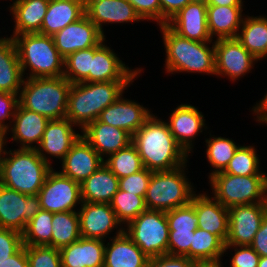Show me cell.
Listing matches in <instances>:
<instances>
[{"instance_id": "1", "label": "cell", "mask_w": 267, "mask_h": 267, "mask_svg": "<svg viewBox=\"0 0 267 267\" xmlns=\"http://www.w3.org/2000/svg\"><path fill=\"white\" fill-rule=\"evenodd\" d=\"M132 144L144 168L153 172L176 169L191 158L177 143L165 119L155 113L132 135Z\"/></svg>"}, {"instance_id": "2", "label": "cell", "mask_w": 267, "mask_h": 267, "mask_svg": "<svg viewBox=\"0 0 267 267\" xmlns=\"http://www.w3.org/2000/svg\"><path fill=\"white\" fill-rule=\"evenodd\" d=\"M134 81L78 82L68 93L66 118L81 132L100 113L126 93Z\"/></svg>"}, {"instance_id": "3", "label": "cell", "mask_w": 267, "mask_h": 267, "mask_svg": "<svg viewBox=\"0 0 267 267\" xmlns=\"http://www.w3.org/2000/svg\"><path fill=\"white\" fill-rule=\"evenodd\" d=\"M158 27L165 49V74L215 75L214 42H197L183 38L166 24Z\"/></svg>"}, {"instance_id": "4", "label": "cell", "mask_w": 267, "mask_h": 267, "mask_svg": "<svg viewBox=\"0 0 267 267\" xmlns=\"http://www.w3.org/2000/svg\"><path fill=\"white\" fill-rule=\"evenodd\" d=\"M53 167L36 149L7 147L0 162V184L26 195H36Z\"/></svg>"}, {"instance_id": "5", "label": "cell", "mask_w": 267, "mask_h": 267, "mask_svg": "<svg viewBox=\"0 0 267 267\" xmlns=\"http://www.w3.org/2000/svg\"><path fill=\"white\" fill-rule=\"evenodd\" d=\"M13 39L24 78L64 75V58L55 47L52 36L37 32L15 35Z\"/></svg>"}, {"instance_id": "6", "label": "cell", "mask_w": 267, "mask_h": 267, "mask_svg": "<svg viewBox=\"0 0 267 267\" xmlns=\"http://www.w3.org/2000/svg\"><path fill=\"white\" fill-rule=\"evenodd\" d=\"M71 84L64 76L25 78L19 94V103L49 120L66 118Z\"/></svg>"}, {"instance_id": "7", "label": "cell", "mask_w": 267, "mask_h": 267, "mask_svg": "<svg viewBox=\"0 0 267 267\" xmlns=\"http://www.w3.org/2000/svg\"><path fill=\"white\" fill-rule=\"evenodd\" d=\"M188 165L186 163L173 170L152 172L145 195L147 210L167 212L191 203L197 189L188 178Z\"/></svg>"}, {"instance_id": "8", "label": "cell", "mask_w": 267, "mask_h": 267, "mask_svg": "<svg viewBox=\"0 0 267 267\" xmlns=\"http://www.w3.org/2000/svg\"><path fill=\"white\" fill-rule=\"evenodd\" d=\"M207 179L211 196L224 207L267 202V175L238 176L218 172Z\"/></svg>"}, {"instance_id": "9", "label": "cell", "mask_w": 267, "mask_h": 267, "mask_svg": "<svg viewBox=\"0 0 267 267\" xmlns=\"http://www.w3.org/2000/svg\"><path fill=\"white\" fill-rule=\"evenodd\" d=\"M124 231L148 258L168 254L169 227L166 212L145 210L130 221Z\"/></svg>"}, {"instance_id": "10", "label": "cell", "mask_w": 267, "mask_h": 267, "mask_svg": "<svg viewBox=\"0 0 267 267\" xmlns=\"http://www.w3.org/2000/svg\"><path fill=\"white\" fill-rule=\"evenodd\" d=\"M38 197L41 210L51 213L78 211L82 204L80 183L54 167L48 172Z\"/></svg>"}, {"instance_id": "11", "label": "cell", "mask_w": 267, "mask_h": 267, "mask_svg": "<svg viewBox=\"0 0 267 267\" xmlns=\"http://www.w3.org/2000/svg\"><path fill=\"white\" fill-rule=\"evenodd\" d=\"M214 51L216 78L227 77L233 83L252 73L259 62L236 38L214 40Z\"/></svg>"}, {"instance_id": "12", "label": "cell", "mask_w": 267, "mask_h": 267, "mask_svg": "<svg viewBox=\"0 0 267 267\" xmlns=\"http://www.w3.org/2000/svg\"><path fill=\"white\" fill-rule=\"evenodd\" d=\"M40 210L38 194L26 195L0 184V228L22 234L27 223Z\"/></svg>"}, {"instance_id": "13", "label": "cell", "mask_w": 267, "mask_h": 267, "mask_svg": "<svg viewBox=\"0 0 267 267\" xmlns=\"http://www.w3.org/2000/svg\"><path fill=\"white\" fill-rule=\"evenodd\" d=\"M104 38L94 46V57H91L89 82L135 81L144 73L142 67H130L120 59L111 45H107Z\"/></svg>"}, {"instance_id": "14", "label": "cell", "mask_w": 267, "mask_h": 267, "mask_svg": "<svg viewBox=\"0 0 267 267\" xmlns=\"http://www.w3.org/2000/svg\"><path fill=\"white\" fill-rule=\"evenodd\" d=\"M77 213L81 237L107 241L124 231L110 204L82 202Z\"/></svg>"}, {"instance_id": "15", "label": "cell", "mask_w": 267, "mask_h": 267, "mask_svg": "<svg viewBox=\"0 0 267 267\" xmlns=\"http://www.w3.org/2000/svg\"><path fill=\"white\" fill-rule=\"evenodd\" d=\"M169 114L168 119L165 120L169 130L185 152L193 156L195 140H198L197 137L201 134L208 133L209 126L205 123V115L199 111L197 106L182 102L180 105L177 104V107Z\"/></svg>"}, {"instance_id": "16", "label": "cell", "mask_w": 267, "mask_h": 267, "mask_svg": "<svg viewBox=\"0 0 267 267\" xmlns=\"http://www.w3.org/2000/svg\"><path fill=\"white\" fill-rule=\"evenodd\" d=\"M228 237L225 245L250 246L267 213V202L228 208Z\"/></svg>"}, {"instance_id": "17", "label": "cell", "mask_w": 267, "mask_h": 267, "mask_svg": "<svg viewBox=\"0 0 267 267\" xmlns=\"http://www.w3.org/2000/svg\"><path fill=\"white\" fill-rule=\"evenodd\" d=\"M77 128L67 118L50 120L44 131L42 141L36 148L38 154L51 166L54 161L53 158H56V161L59 159L60 162L81 136V132L75 131Z\"/></svg>"}, {"instance_id": "18", "label": "cell", "mask_w": 267, "mask_h": 267, "mask_svg": "<svg viewBox=\"0 0 267 267\" xmlns=\"http://www.w3.org/2000/svg\"><path fill=\"white\" fill-rule=\"evenodd\" d=\"M52 37L55 47L64 59L78 50L97 46L105 38L86 14Z\"/></svg>"}, {"instance_id": "19", "label": "cell", "mask_w": 267, "mask_h": 267, "mask_svg": "<svg viewBox=\"0 0 267 267\" xmlns=\"http://www.w3.org/2000/svg\"><path fill=\"white\" fill-rule=\"evenodd\" d=\"M85 14L106 37L104 26L143 21L128 0H85Z\"/></svg>"}, {"instance_id": "20", "label": "cell", "mask_w": 267, "mask_h": 267, "mask_svg": "<svg viewBox=\"0 0 267 267\" xmlns=\"http://www.w3.org/2000/svg\"><path fill=\"white\" fill-rule=\"evenodd\" d=\"M166 25L183 38L197 42H214L207 27V4L204 0L188 3Z\"/></svg>"}, {"instance_id": "21", "label": "cell", "mask_w": 267, "mask_h": 267, "mask_svg": "<svg viewBox=\"0 0 267 267\" xmlns=\"http://www.w3.org/2000/svg\"><path fill=\"white\" fill-rule=\"evenodd\" d=\"M49 121L45 116L28 110L19 103L12 124L6 131V144H9L10 139L12 143L18 144V148L36 149Z\"/></svg>"}, {"instance_id": "22", "label": "cell", "mask_w": 267, "mask_h": 267, "mask_svg": "<svg viewBox=\"0 0 267 267\" xmlns=\"http://www.w3.org/2000/svg\"><path fill=\"white\" fill-rule=\"evenodd\" d=\"M135 100L124 97V93L114 103L106 107L98 120L105 124L121 128L131 135L153 114L150 109Z\"/></svg>"}, {"instance_id": "23", "label": "cell", "mask_w": 267, "mask_h": 267, "mask_svg": "<svg viewBox=\"0 0 267 267\" xmlns=\"http://www.w3.org/2000/svg\"><path fill=\"white\" fill-rule=\"evenodd\" d=\"M60 163L59 172L81 184L104 164V159L81 135Z\"/></svg>"}, {"instance_id": "24", "label": "cell", "mask_w": 267, "mask_h": 267, "mask_svg": "<svg viewBox=\"0 0 267 267\" xmlns=\"http://www.w3.org/2000/svg\"><path fill=\"white\" fill-rule=\"evenodd\" d=\"M208 193L198 191L191 200L198 218V228L216 235L225 244L228 237L229 211Z\"/></svg>"}, {"instance_id": "25", "label": "cell", "mask_w": 267, "mask_h": 267, "mask_svg": "<svg viewBox=\"0 0 267 267\" xmlns=\"http://www.w3.org/2000/svg\"><path fill=\"white\" fill-rule=\"evenodd\" d=\"M81 135L103 159L132 143V135L130 133L121 128L100 122L98 119L89 123L81 131Z\"/></svg>"}, {"instance_id": "26", "label": "cell", "mask_w": 267, "mask_h": 267, "mask_svg": "<svg viewBox=\"0 0 267 267\" xmlns=\"http://www.w3.org/2000/svg\"><path fill=\"white\" fill-rule=\"evenodd\" d=\"M106 241L80 237L59 249L62 267H104Z\"/></svg>"}, {"instance_id": "27", "label": "cell", "mask_w": 267, "mask_h": 267, "mask_svg": "<svg viewBox=\"0 0 267 267\" xmlns=\"http://www.w3.org/2000/svg\"><path fill=\"white\" fill-rule=\"evenodd\" d=\"M8 5L12 14L13 32L10 37L24 33H37L41 30L49 0H11Z\"/></svg>"}, {"instance_id": "28", "label": "cell", "mask_w": 267, "mask_h": 267, "mask_svg": "<svg viewBox=\"0 0 267 267\" xmlns=\"http://www.w3.org/2000/svg\"><path fill=\"white\" fill-rule=\"evenodd\" d=\"M148 259L125 231L105 243L104 267H146Z\"/></svg>"}, {"instance_id": "29", "label": "cell", "mask_w": 267, "mask_h": 267, "mask_svg": "<svg viewBox=\"0 0 267 267\" xmlns=\"http://www.w3.org/2000/svg\"><path fill=\"white\" fill-rule=\"evenodd\" d=\"M244 6L207 5V27L212 40L236 38L245 13Z\"/></svg>"}, {"instance_id": "30", "label": "cell", "mask_w": 267, "mask_h": 267, "mask_svg": "<svg viewBox=\"0 0 267 267\" xmlns=\"http://www.w3.org/2000/svg\"><path fill=\"white\" fill-rule=\"evenodd\" d=\"M85 14V0H49L41 30L38 33L53 36Z\"/></svg>"}, {"instance_id": "31", "label": "cell", "mask_w": 267, "mask_h": 267, "mask_svg": "<svg viewBox=\"0 0 267 267\" xmlns=\"http://www.w3.org/2000/svg\"><path fill=\"white\" fill-rule=\"evenodd\" d=\"M24 79L14 39L6 34L0 40V91L19 95Z\"/></svg>"}, {"instance_id": "32", "label": "cell", "mask_w": 267, "mask_h": 267, "mask_svg": "<svg viewBox=\"0 0 267 267\" xmlns=\"http://www.w3.org/2000/svg\"><path fill=\"white\" fill-rule=\"evenodd\" d=\"M82 202L110 204L119 190V178L104 164L80 184Z\"/></svg>"}, {"instance_id": "33", "label": "cell", "mask_w": 267, "mask_h": 267, "mask_svg": "<svg viewBox=\"0 0 267 267\" xmlns=\"http://www.w3.org/2000/svg\"><path fill=\"white\" fill-rule=\"evenodd\" d=\"M247 14L236 39L259 61L267 60V16Z\"/></svg>"}, {"instance_id": "34", "label": "cell", "mask_w": 267, "mask_h": 267, "mask_svg": "<svg viewBox=\"0 0 267 267\" xmlns=\"http://www.w3.org/2000/svg\"><path fill=\"white\" fill-rule=\"evenodd\" d=\"M209 132L210 136L205 138L204 141L206 143L205 157L212 169L208 174V178L215 173L224 171L235 151L241 145L235 142L232 138L212 135V130H209L208 133Z\"/></svg>"}, {"instance_id": "35", "label": "cell", "mask_w": 267, "mask_h": 267, "mask_svg": "<svg viewBox=\"0 0 267 267\" xmlns=\"http://www.w3.org/2000/svg\"><path fill=\"white\" fill-rule=\"evenodd\" d=\"M51 247L60 249L81 237L77 211L53 213Z\"/></svg>"}, {"instance_id": "36", "label": "cell", "mask_w": 267, "mask_h": 267, "mask_svg": "<svg viewBox=\"0 0 267 267\" xmlns=\"http://www.w3.org/2000/svg\"><path fill=\"white\" fill-rule=\"evenodd\" d=\"M257 148L252 145H240L231 158L228 166L223 173L249 176V175H267L263 168L260 166L261 156L257 154Z\"/></svg>"}, {"instance_id": "37", "label": "cell", "mask_w": 267, "mask_h": 267, "mask_svg": "<svg viewBox=\"0 0 267 267\" xmlns=\"http://www.w3.org/2000/svg\"><path fill=\"white\" fill-rule=\"evenodd\" d=\"M225 244L210 232L197 228L190 246V259L194 261L223 258Z\"/></svg>"}, {"instance_id": "38", "label": "cell", "mask_w": 267, "mask_h": 267, "mask_svg": "<svg viewBox=\"0 0 267 267\" xmlns=\"http://www.w3.org/2000/svg\"><path fill=\"white\" fill-rule=\"evenodd\" d=\"M53 213L40 210L26 225L22 233L23 245L50 246Z\"/></svg>"}, {"instance_id": "39", "label": "cell", "mask_w": 267, "mask_h": 267, "mask_svg": "<svg viewBox=\"0 0 267 267\" xmlns=\"http://www.w3.org/2000/svg\"><path fill=\"white\" fill-rule=\"evenodd\" d=\"M104 163L119 179L144 169L141 157L132 143L126 148L110 154L104 159Z\"/></svg>"}, {"instance_id": "40", "label": "cell", "mask_w": 267, "mask_h": 267, "mask_svg": "<svg viewBox=\"0 0 267 267\" xmlns=\"http://www.w3.org/2000/svg\"><path fill=\"white\" fill-rule=\"evenodd\" d=\"M110 205L123 227L147 210L144 197L120 189L113 196Z\"/></svg>"}, {"instance_id": "41", "label": "cell", "mask_w": 267, "mask_h": 267, "mask_svg": "<svg viewBox=\"0 0 267 267\" xmlns=\"http://www.w3.org/2000/svg\"><path fill=\"white\" fill-rule=\"evenodd\" d=\"M91 57H94V46L78 50L64 59V77L72 84L89 82Z\"/></svg>"}, {"instance_id": "42", "label": "cell", "mask_w": 267, "mask_h": 267, "mask_svg": "<svg viewBox=\"0 0 267 267\" xmlns=\"http://www.w3.org/2000/svg\"><path fill=\"white\" fill-rule=\"evenodd\" d=\"M169 231H195L198 218L194 206L190 203L166 212Z\"/></svg>"}, {"instance_id": "43", "label": "cell", "mask_w": 267, "mask_h": 267, "mask_svg": "<svg viewBox=\"0 0 267 267\" xmlns=\"http://www.w3.org/2000/svg\"><path fill=\"white\" fill-rule=\"evenodd\" d=\"M29 267H62L60 251L50 246H26Z\"/></svg>"}, {"instance_id": "44", "label": "cell", "mask_w": 267, "mask_h": 267, "mask_svg": "<svg viewBox=\"0 0 267 267\" xmlns=\"http://www.w3.org/2000/svg\"><path fill=\"white\" fill-rule=\"evenodd\" d=\"M229 252L232 256L228 267H258L260 256L251 246L225 245L224 254Z\"/></svg>"}, {"instance_id": "45", "label": "cell", "mask_w": 267, "mask_h": 267, "mask_svg": "<svg viewBox=\"0 0 267 267\" xmlns=\"http://www.w3.org/2000/svg\"><path fill=\"white\" fill-rule=\"evenodd\" d=\"M153 171L146 168L119 179V189L145 198Z\"/></svg>"}, {"instance_id": "46", "label": "cell", "mask_w": 267, "mask_h": 267, "mask_svg": "<svg viewBox=\"0 0 267 267\" xmlns=\"http://www.w3.org/2000/svg\"><path fill=\"white\" fill-rule=\"evenodd\" d=\"M22 246L23 238L20 232L0 228V263L15 254Z\"/></svg>"}, {"instance_id": "47", "label": "cell", "mask_w": 267, "mask_h": 267, "mask_svg": "<svg viewBox=\"0 0 267 267\" xmlns=\"http://www.w3.org/2000/svg\"><path fill=\"white\" fill-rule=\"evenodd\" d=\"M194 231H169L168 254L190 259V246Z\"/></svg>"}, {"instance_id": "48", "label": "cell", "mask_w": 267, "mask_h": 267, "mask_svg": "<svg viewBox=\"0 0 267 267\" xmlns=\"http://www.w3.org/2000/svg\"><path fill=\"white\" fill-rule=\"evenodd\" d=\"M18 104H19L18 94L0 91V129L1 130L6 132L10 128Z\"/></svg>"}, {"instance_id": "49", "label": "cell", "mask_w": 267, "mask_h": 267, "mask_svg": "<svg viewBox=\"0 0 267 267\" xmlns=\"http://www.w3.org/2000/svg\"><path fill=\"white\" fill-rule=\"evenodd\" d=\"M140 18L144 21H150L161 26V5L159 0H128Z\"/></svg>"}, {"instance_id": "50", "label": "cell", "mask_w": 267, "mask_h": 267, "mask_svg": "<svg viewBox=\"0 0 267 267\" xmlns=\"http://www.w3.org/2000/svg\"><path fill=\"white\" fill-rule=\"evenodd\" d=\"M195 261L186 256L165 254L149 258L146 267H194Z\"/></svg>"}, {"instance_id": "51", "label": "cell", "mask_w": 267, "mask_h": 267, "mask_svg": "<svg viewBox=\"0 0 267 267\" xmlns=\"http://www.w3.org/2000/svg\"><path fill=\"white\" fill-rule=\"evenodd\" d=\"M192 1L193 0H159L161 5V25L167 24L175 14Z\"/></svg>"}, {"instance_id": "52", "label": "cell", "mask_w": 267, "mask_h": 267, "mask_svg": "<svg viewBox=\"0 0 267 267\" xmlns=\"http://www.w3.org/2000/svg\"><path fill=\"white\" fill-rule=\"evenodd\" d=\"M250 246L260 257H267V213Z\"/></svg>"}, {"instance_id": "53", "label": "cell", "mask_w": 267, "mask_h": 267, "mask_svg": "<svg viewBox=\"0 0 267 267\" xmlns=\"http://www.w3.org/2000/svg\"><path fill=\"white\" fill-rule=\"evenodd\" d=\"M250 112H252L251 115L253 114L254 120L259 123V125L267 126V92L262 99L252 106Z\"/></svg>"}, {"instance_id": "54", "label": "cell", "mask_w": 267, "mask_h": 267, "mask_svg": "<svg viewBox=\"0 0 267 267\" xmlns=\"http://www.w3.org/2000/svg\"><path fill=\"white\" fill-rule=\"evenodd\" d=\"M0 267H29L25 245H23L15 254L0 263Z\"/></svg>"}, {"instance_id": "55", "label": "cell", "mask_w": 267, "mask_h": 267, "mask_svg": "<svg viewBox=\"0 0 267 267\" xmlns=\"http://www.w3.org/2000/svg\"><path fill=\"white\" fill-rule=\"evenodd\" d=\"M207 5L217 6H245L244 0H204Z\"/></svg>"}, {"instance_id": "56", "label": "cell", "mask_w": 267, "mask_h": 267, "mask_svg": "<svg viewBox=\"0 0 267 267\" xmlns=\"http://www.w3.org/2000/svg\"><path fill=\"white\" fill-rule=\"evenodd\" d=\"M223 258L218 260L195 261L194 267H224Z\"/></svg>"}, {"instance_id": "57", "label": "cell", "mask_w": 267, "mask_h": 267, "mask_svg": "<svg viewBox=\"0 0 267 267\" xmlns=\"http://www.w3.org/2000/svg\"><path fill=\"white\" fill-rule=\"evenodd\" d=\"M6 147V132L0 129V162L2 160L3 153Z\"/></svg>"}, {"instance_id": "58", "label": "cell", "mask_w": 267, "mask_h": 267, "mask_svg": "<svg viewBox=\"0 0 267 267\" xmlns=\"http://www.w3.org/2000/svg\"><path fill=\"white\" fill-rule=\"evenodd\" d=\"M258 267H267V257H260Z\"/></svg>"}]
</instances>
